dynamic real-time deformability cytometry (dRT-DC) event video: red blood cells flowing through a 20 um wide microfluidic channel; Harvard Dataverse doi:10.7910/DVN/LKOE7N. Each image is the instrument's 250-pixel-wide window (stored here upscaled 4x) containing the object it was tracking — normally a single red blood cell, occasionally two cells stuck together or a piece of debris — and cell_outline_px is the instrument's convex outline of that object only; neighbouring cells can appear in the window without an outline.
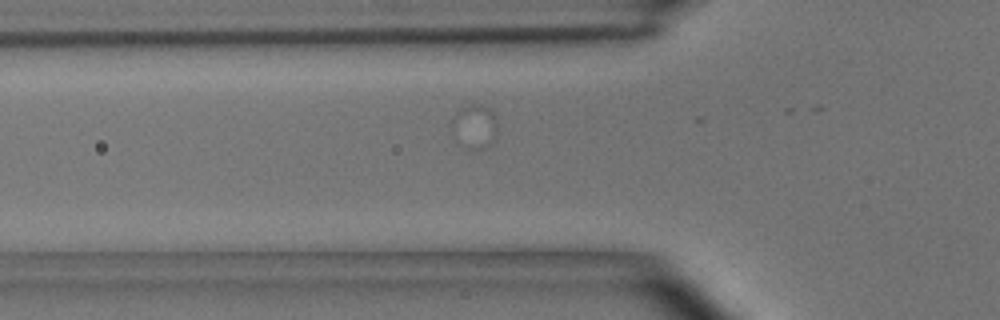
{"species": "common noctule bat (a hibernating species)", "species_latin": "Nyctalus noctula", "temperature_condition": "room temperature", "stored_images_in_passage": 2, "camera_frame_rate_fps": 3000, "um_per_image_px": 0.085, "animal": {"sex": "male", "body_mass_g": 15.6}, "frame": {"image": 1, "passage_image": 2, "time_ms": 0.333, "image_size_px": [1000, 320], "cell_outline_px": [[496, 136], [492, 144], [480, 148], [468, 148], [456, 140], [452, 136], [448, 124], [456, 112], [472, 104], [480, 104], [488, 108], [492, 112], [496, 120]], "centroid_in_image_um": [40.28, 10.75], "position_along_channel_um": 85.5, "area_um2": 11.79}}